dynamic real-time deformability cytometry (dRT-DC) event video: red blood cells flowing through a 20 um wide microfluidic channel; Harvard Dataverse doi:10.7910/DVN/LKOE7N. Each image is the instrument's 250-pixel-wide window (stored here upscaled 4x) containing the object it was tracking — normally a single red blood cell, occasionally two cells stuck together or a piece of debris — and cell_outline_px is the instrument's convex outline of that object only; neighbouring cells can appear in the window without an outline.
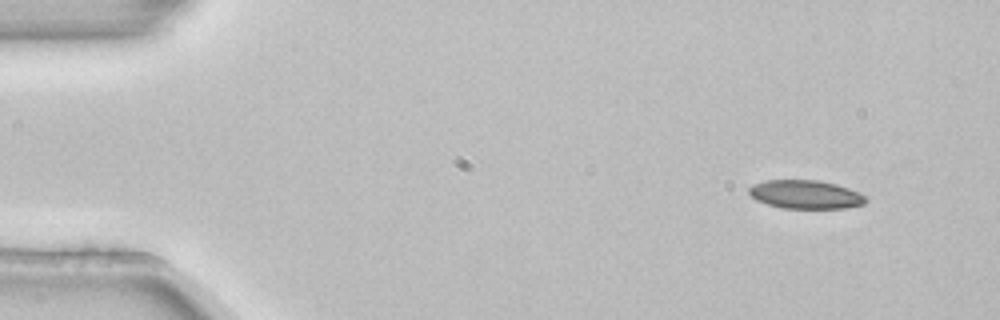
{"species": "common noctule bat (a hibernating species)", "species_latin": "Nyctalus noctula", "temperature_condition": "room temperature", "stored_images_in_passage": 5, "camera_frame_rate_fps": 3000, "um_per_image_px": 0.085, "animal": {"sex": "female", "body_mass_g": 22.7, "forearm_length_mm": 54.2}, "frame": {"image": 1, "passage_image": 1, "time_ms": 0.0, "image_size_px": [1000, 320], "cell_outline_px": [[868, 200], [864, 204], [844, 208], [784, 208], [768, 204], [756, 200], [748, 192], [748, 188], [752, 184], [764, 180], [820, 180], [836, 184], [848, 188], [868, 196]], "centroid_in_image_um": [68.48, 16.52], "position_along_channel_um": 16.5, "area_um2": 19.54}}
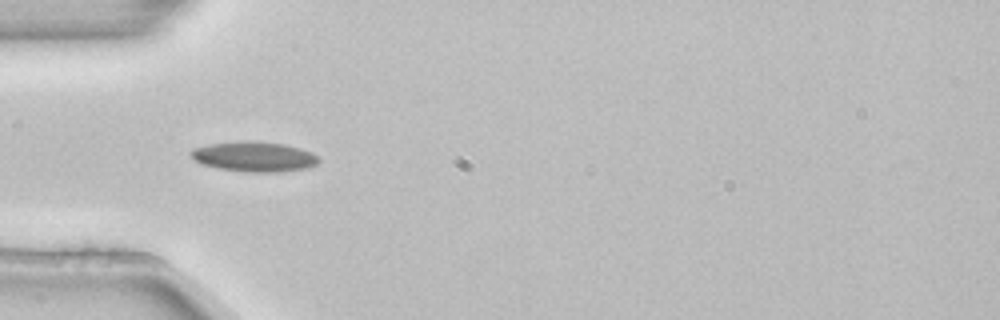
{"frame": {"image": 2, "passage_image": 4, "time_ms": 1.0, "image_size_px": [1000, 320], "cell_outline_px": [[320, 160], [316, 164], [304, 168], [276, 172], [248, 172], [220, 168], [204, 164], [196, 160], [188, 152], [192, 148], [208, 144], [284, 144], [300, 148], [312, 152]], "centroid_in_image_um": [21.62, 13.36], "position_along_channel_um": 63.4, "area_um2": 21.04}}